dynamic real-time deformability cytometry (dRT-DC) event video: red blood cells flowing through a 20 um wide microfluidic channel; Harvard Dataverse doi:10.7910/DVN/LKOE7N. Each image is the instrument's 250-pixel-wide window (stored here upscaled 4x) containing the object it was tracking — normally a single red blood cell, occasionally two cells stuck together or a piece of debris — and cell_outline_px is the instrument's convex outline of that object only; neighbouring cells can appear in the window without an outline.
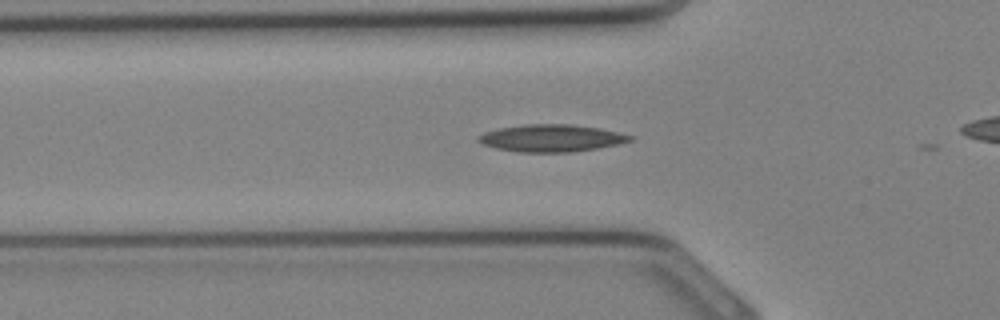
{"species": "Egyptian fruit bat (a non-hibernating species)", "species_latin": "Rousettus aegyptiacus", "temperature_condition": "cold", "stored_images_in_passage": 7, "camera_frame_rate_fps": 3000, "um_per_image_px": 0.085, "animal": {"sex": "female"}, "frame": {"image": 1, "passage_image": 5, "time_ms": 1.333, "image_size_px": [1000, 320], "cell_outline_px": [[632, 140], [616, 144], [596, 148], [572, 152], [520, 152], [496, 148], [484, 144], [476, 140], [476, 136], [484, 132], [500, 128], [524, 124], [572, 124], [600, 128], [632, 136]], "centroid_in_image_um": [46.81, 11.73], "position_along_channel_um": 79.0, "area_um2": 23.87}}